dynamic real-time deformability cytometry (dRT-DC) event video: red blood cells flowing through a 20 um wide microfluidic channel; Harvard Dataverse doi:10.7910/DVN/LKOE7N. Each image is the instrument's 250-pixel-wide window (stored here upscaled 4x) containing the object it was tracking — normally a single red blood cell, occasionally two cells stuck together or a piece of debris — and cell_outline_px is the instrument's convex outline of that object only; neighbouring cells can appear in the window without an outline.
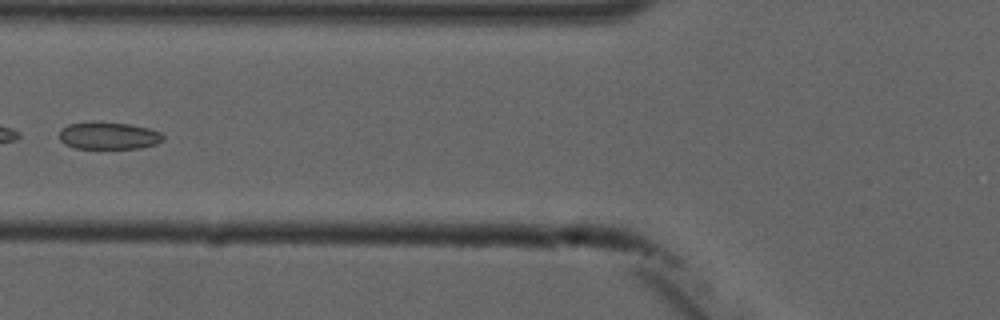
{"species": "common noctule bat (a hibernating species)", "species_latin": "Nyctalus noctula", "temperature_condition": "cold", "stored_images_in_passage": 6, "camera_frame_rate_fps": 3000, "um_per_image_px": 0.085, "animal": {"sex": "male", "forearm_length_mm": 52.5}, "frame": {"image": 1, "passage_image": 6, "time_ms": 7.0, "image_size_px": [1000, 320], "cell_outline_px": [[164, 140], [156, 144], [140, 148], [72, 148], [64, 144], [60, 140], [60, 132], [68, 124], [128, 124], [148, 128], [160, 132], [164, 136]], "centroid_in_image_um": [9.28, 11.58], "position_along_channel_um": 116.5, "area_um2": 15.84}}